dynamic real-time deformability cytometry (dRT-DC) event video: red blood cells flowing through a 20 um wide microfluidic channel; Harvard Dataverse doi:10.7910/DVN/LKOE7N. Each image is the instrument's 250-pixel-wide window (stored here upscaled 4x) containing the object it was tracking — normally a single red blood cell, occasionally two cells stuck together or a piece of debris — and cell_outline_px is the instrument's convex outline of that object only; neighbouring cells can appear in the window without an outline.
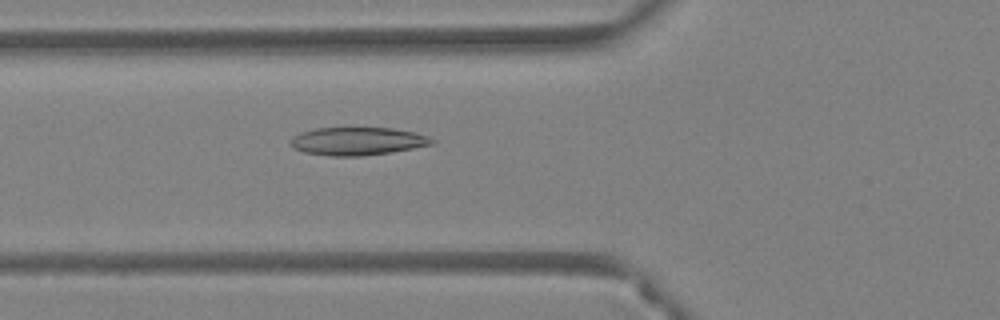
{"species": "Egyptian fruit bat (a non-hibernating species)", "species_latin": "Rousettus aegyptiacus", "temperature_condition": "warm", "stored_images_in_passage": 33, "camera_frame_rate_fps": 3000, "um_per_image_px": 0.085, "animal": {"sex": "female"}, "frame": {"image": 1, "passage_image": 3, "time_ms": 0.667, "image_size_px": [1000, 320], "cell_outline_px": [[436, 144], [392, 152], [364, 156], [332, 156], [304, 152], [292, 148], [288, 144], [288, 140], [292, 136], [300, 132], [316, 128], [392, 128], [416, 132], [428, 136], [436, 140]], "centroid_in_image_um": [30.38, 12.0], "position_along_channel_um": 95.4, "area_um2": 23.47}}
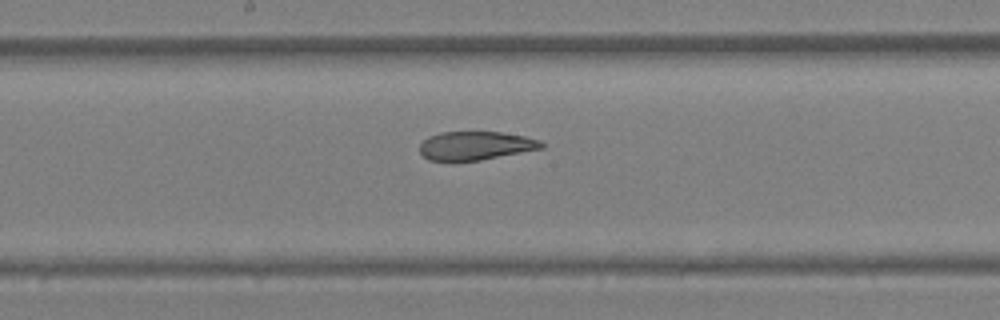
{"frame": {"image": 2, "passage_image": 11, "time_ms": 3.333, "image_size_px": [1000, 320], "cell_outline_px": [[544, 148], [480, 160], [428, 160], [420, 152], [420, 144], [428, 136], [440, 132], [500, 132], [524, 136], [540, 140], [544, 144]], "centroid_in_image_um": [40.43, 12.37], "position_along_channel_um": 207.8, "area_um2": 20.11}}
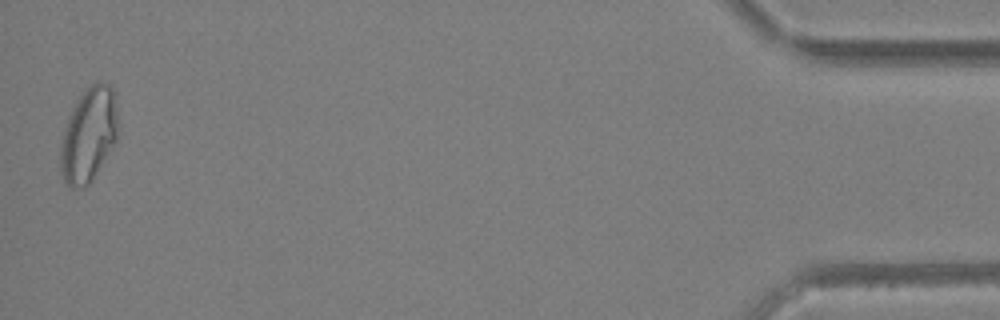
{"frame": {"image": 3, "passage_image": 33, "time_ms": 10.667, "image_size_px": [1000, 320], "cell_outline_px": [[116, 140], [92, 180], [84, 188], [68, 188], [60, 172], [60, 144], [64, 128], [68, 116], [76, 100], [96, 80], [100, 80], [108, 84], [116, 92]], "centroid_in_image_um": [7.51, 11.46], "position_along_channel_um": 427.7, "area_um2": 31.67}, "authors_computed_cell_mechanics": {"area_um2": 22.4264, "velocity_mm_per_s": 4.2151, "shape_relaxation_time_tau1_ms": 9.2556, "shape_relaxation_time_tau2_ms": 2.532, "deformation_change_tau1": 0.2449, "deformation_change_tau2": 0.0907}}